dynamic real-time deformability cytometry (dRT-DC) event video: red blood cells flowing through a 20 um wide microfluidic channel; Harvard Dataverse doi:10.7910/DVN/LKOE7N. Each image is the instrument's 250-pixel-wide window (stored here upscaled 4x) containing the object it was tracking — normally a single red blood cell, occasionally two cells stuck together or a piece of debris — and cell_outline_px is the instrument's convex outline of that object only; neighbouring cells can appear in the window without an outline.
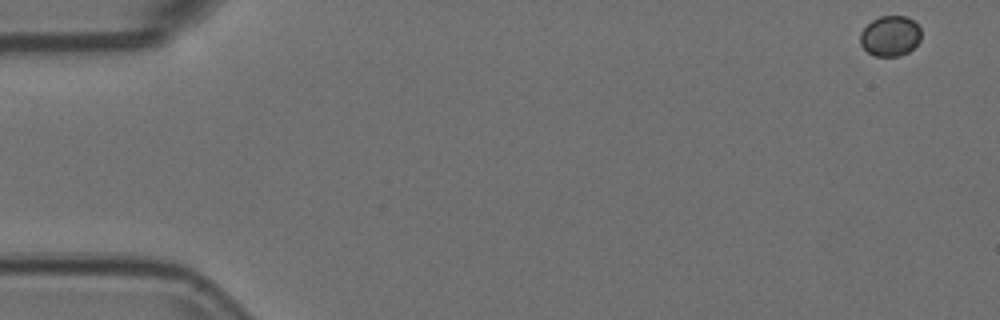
{"species": "Egyptian fruit bat (a non-hibernating species)", "species_latin": "Rousettus aegyptiacus", "temperature_condition": "room temperature", "stored_images_in_passage": 55, "camera_frame_rate_fps": 3000, "um_per_image_px": 0.085, "animal": {"sex": "female"}, "frame": {"image": 1, "passage_image": 1, "time_ms": 0.0, "image_size_px": [1000, 320], "cell_outline_px": [[920, 40], [908, 52], [896, 56], [876, 56], [868, 52], [860, 44], [860, 32], [872, 20], [880, 16], [908, 16], [920, 28]], "centroid_in_image_um": [75.65, 3.05], "position_along_channel_um": 9.3, "area_um2": 14.22}}
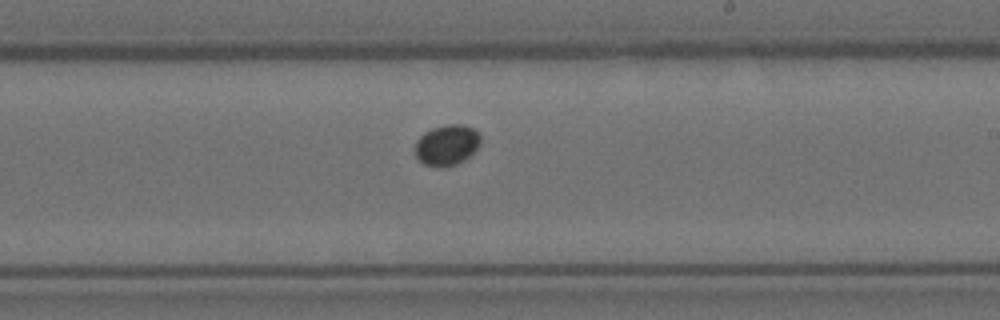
{"frame": {"image": 2, "passage_image": 32, "time_ms": 10.333, "image_size_px": [1000, 320], "cell_outline_px": [[480, 144], [464, 160], [456, 164], [444, 168], [436, 168], [424, 164], [416, 156], [416, 140], [424, 132], [432, 128], [448, 124], [464, 124], [480, 132]], "centroid_in_image_um": [37.98, 12.33], "position_along_channel_um": 251.0, "area_um2": 15.61}}
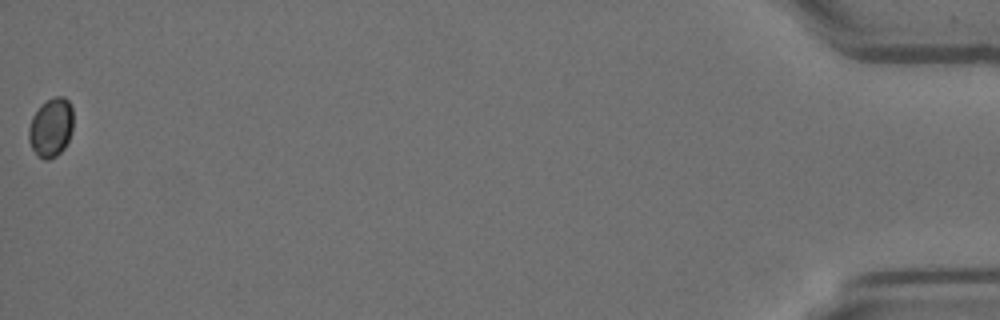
{"frame": {"image": 3, "passage_image": 55, "time_ms": 18.0, "image_size_px": [1000, 320], "cell_outline_px": [[72, 128], [68, 140], [64, 148], [56, 156], [48, 160], [44, 160], [36, 156], [28, 140], [28, 128], [32, 116], [48, 100], [56, 96], [64, 96], [68, 100], [72, 108]], "centroid_in_image_um": [4.32, 10.87], "position_along_channel_um": 430.9, "area_um2": 15.2}}